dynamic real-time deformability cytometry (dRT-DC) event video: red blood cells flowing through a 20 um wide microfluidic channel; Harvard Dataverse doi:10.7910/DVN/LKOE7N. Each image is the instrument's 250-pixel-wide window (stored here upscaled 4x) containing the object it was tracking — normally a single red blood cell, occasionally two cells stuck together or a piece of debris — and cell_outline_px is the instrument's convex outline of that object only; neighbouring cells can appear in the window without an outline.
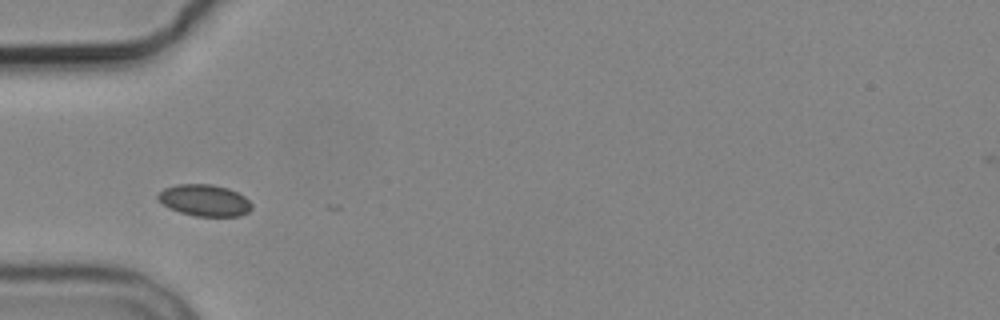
{"species": "common noctule bat (a hibernating species)", "species_latin": "Nyctalus noctula", "temperature_condition": "cold", "stored_images_in_passage": 3, "camera_frame_rate_fps": 3000, "um_per_image_px": 0.085, "animal": {"sex": "male", "body_mass_g": 19.2, "forearm_length_mm": 51.8}, "frame": {"image": 1, "passage_image": 3, "time_ms": 2.333, "image_size_px": [1000, 320], "cell_outline_px": [[252, 208], [248, 212], [240, 216], [196, 216], [180, 212], [168, 208], [156, 196], [164, 188], [176, 184], [212, 184], [228, 188], [244, 196], [252, 204]], "centroid_in_image_um": [17.39, 17.02], "position_along_channel_um": 67.6, "area_um2": 17.22}}